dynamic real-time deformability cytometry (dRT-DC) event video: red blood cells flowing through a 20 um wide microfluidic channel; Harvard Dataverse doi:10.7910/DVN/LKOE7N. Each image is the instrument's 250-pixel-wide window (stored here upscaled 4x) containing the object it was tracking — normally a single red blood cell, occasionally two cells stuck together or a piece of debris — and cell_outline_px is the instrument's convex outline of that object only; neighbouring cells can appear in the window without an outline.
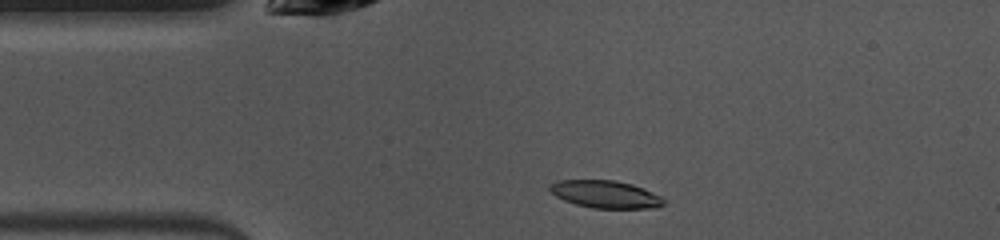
{"species": "common noctule bat (a hibernating species)", "species_latin": "Nyctalus noctula", "temperature_condition": "warm", "stored_images_in_passage": 42, "camera_frame_rate_fps": 3000, "um_per_image_px": 0.085, "animal": {"sex": "female", "body_mass_g": 10.0, "forearm_length_mm": 53.1}, "frame": {"image": 1, "passage_image": 3, "time_ms": 0.667, "image_size_px": [1000, 240], "cell_outline_px": [[668, 200], [664, 204], [656, 208], [592, 208], [576, 204], [564, 200], [556, 196], [548, 188], [548, 184], [556, 180], [612, 180], [632, 184], [652, 192]], "centroid_in_image_um": [51.46, 16.51], "position_along_channel_um": 33.5, "area_um2": 18.32}}
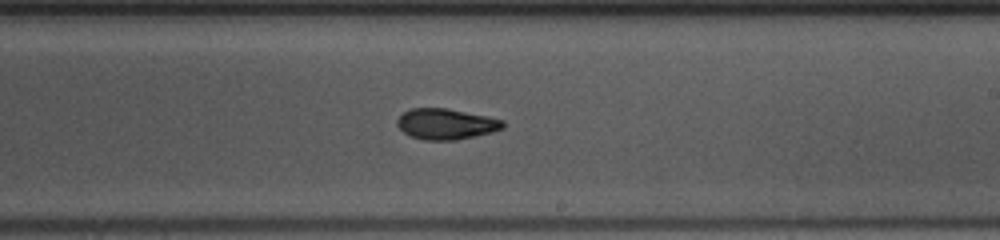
{"frame": {"image": 2, "passage_image": 21, "time_ms": 6.667, "image_size_px": [1000, 240], "cell_outline_px": [[504, 128], [492, 132], [456, 140], [424, 140], [412, 136], [404, 132], [396, 124], [396, 120], [404, 112], [412, 108], [444, 108], [488, 116], [504, 120]], "centroid_in_image_um": [37.92, 10.54], "position_along_channel_um": 251.1, "area_um2": 18.84}}
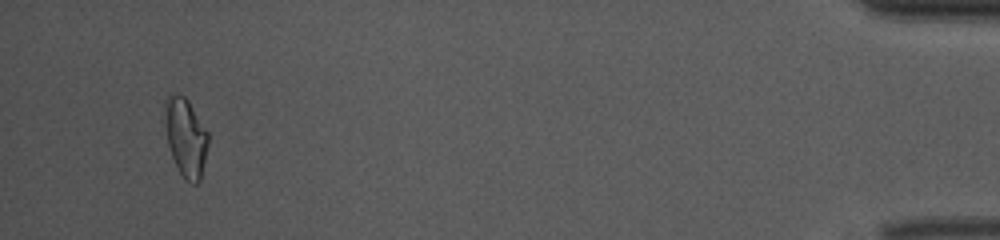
{"frame": {"image": 3, "passage_image": 40, "time_ms": 13.0, "image_size_px": [1000, 240], "cell_outline_px": [[208, 144], [200, 180], [196, 184], [192, 184], [184, 180], [172, 156], [168, 144], [164, 108], [164, 100], [168, 96], [184, 96], [188, 100], [208, 132]], "centroid_in_image_um": [15.8, 11.69], "position_along_channel_um": 419.4, "area_um2": 19.48}, "authors_computed_cell_mechanics": {"area_um2": 18.8717, "velocity_mm_per_s": 3.9943, "shape_relaxation_time_tau1_ms": 4.6255, "shape_relaxation_time_tau2_ms": 3.6122, "deformation_change_tau1": 0.1414, "deformation_change_tau2": 0.093}}